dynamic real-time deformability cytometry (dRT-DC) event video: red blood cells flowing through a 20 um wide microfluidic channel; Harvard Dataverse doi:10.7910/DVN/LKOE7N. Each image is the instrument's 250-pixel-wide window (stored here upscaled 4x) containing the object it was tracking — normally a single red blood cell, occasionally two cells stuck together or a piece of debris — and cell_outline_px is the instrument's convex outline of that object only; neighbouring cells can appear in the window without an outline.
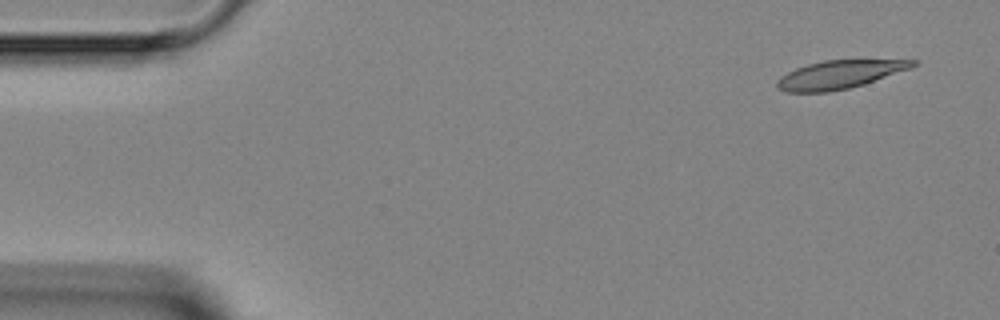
{"species": "Egyptian fruit bat (a non-hibernating species)", "species_latin": "Rousettus aegyptiacus", "temperature_condition": "room temperature", "stored_images_in_passage": 4, "camera_frame_rate_fps": 3000, "um_per_image_px": 0.085, "animal": {"sex": "female"}, "frame": {"image": 1, "passage_image": 1, "time_ms": 0.0, "image_size_px": [1000, 320], "cell_outline_px": [[920, 64], [912, 68], [864, 84], [848, 88], [828, 92], [788, 92], [780, 88], [776, 84], [776, 80], [780, 76], [796, 68], [808, 64], [824, 60], [916, 60]], "centroid_in_image_um": [71.39, 6.33], "position_along_channel_um": 13.6, "area_um2": 22.25}}